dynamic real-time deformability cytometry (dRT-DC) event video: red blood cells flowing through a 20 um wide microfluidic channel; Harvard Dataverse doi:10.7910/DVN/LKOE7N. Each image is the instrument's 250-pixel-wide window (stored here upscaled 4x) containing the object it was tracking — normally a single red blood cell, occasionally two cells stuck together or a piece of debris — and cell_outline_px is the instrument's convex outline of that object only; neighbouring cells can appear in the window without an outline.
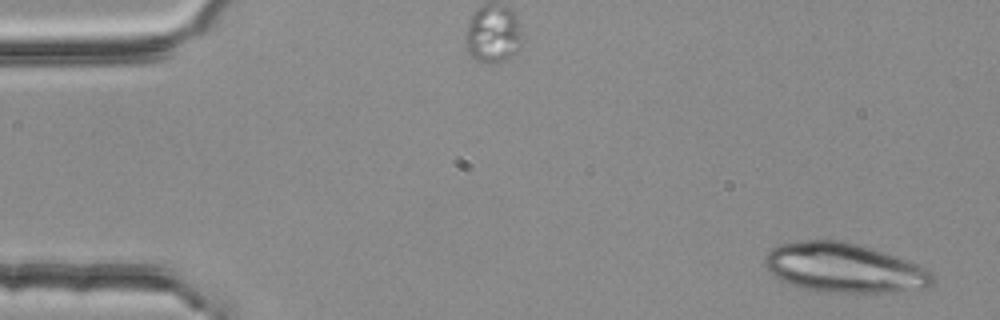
{"species": "common noctule bat (a hibernating species)", "species_latin": "Nyctalus noctula", "temperature_condition": "room temperature", "stored_images_in_passage": 3, "camera_frame_rate_fps": 3000, "um_per_image_px": 0.085, "animal": {"sex": "female", "body_mass_g": 25.1}, "frame": {"image": 1, "passage_image": 1, "time_ms": 0.0, "image_size_px": [1000, 320], "cell_outline_px": [[936, 284], [928, 288], [892, 292], [820, 292], [800, 288], [788, 284], [780, 280], [768, 272], [764, 264], [764, 256], [772, 248], [780, 244], [800, 240], [840, 240], [856, 244], [916, 264], [932, 272], [936, 280]], "centroid_in_image_um": [71.71, 22.79], "position_along_channel_um": 13.3, "area_um2": 48.38}}